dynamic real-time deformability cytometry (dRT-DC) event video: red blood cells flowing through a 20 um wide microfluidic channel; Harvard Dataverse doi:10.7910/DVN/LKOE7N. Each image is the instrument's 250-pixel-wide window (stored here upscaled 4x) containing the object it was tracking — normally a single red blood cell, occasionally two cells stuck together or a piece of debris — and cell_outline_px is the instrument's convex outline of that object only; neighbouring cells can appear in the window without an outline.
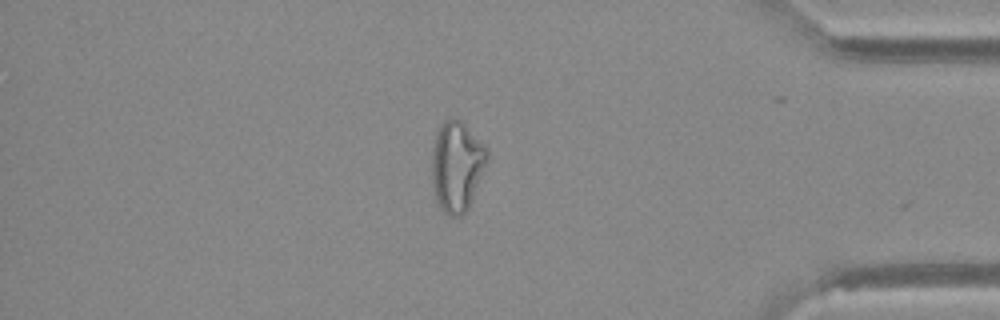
{"species": "Egyptian fruit bat (a non-hibernating species)", "species_latin": "Rousettus aegyptiacus", "temperature_condition": "warm", "stored_images_in_passage": 50, "camera_frame_rate_fps": 3000, "um_per_image_px": 0.085, "animal": {"sex": "female"}, "frame": {"image": 1, "passage_image": 42, "time_ms": 13.667, "image_size_px": [1000, 320], "cell_outline_px": [[488, 156], [468, 208], [460, 216], [448, 216], [440, 208], [436, 200], [432, 180], [432, 148], [440, 124], [444, 120], [452, 116], [460, 120], [484, 144], [488, 152]], "centroid_in_image_um": [38.8, 14.1], "position_along_channel_um": 396.4, "area_um2": 28.73}}